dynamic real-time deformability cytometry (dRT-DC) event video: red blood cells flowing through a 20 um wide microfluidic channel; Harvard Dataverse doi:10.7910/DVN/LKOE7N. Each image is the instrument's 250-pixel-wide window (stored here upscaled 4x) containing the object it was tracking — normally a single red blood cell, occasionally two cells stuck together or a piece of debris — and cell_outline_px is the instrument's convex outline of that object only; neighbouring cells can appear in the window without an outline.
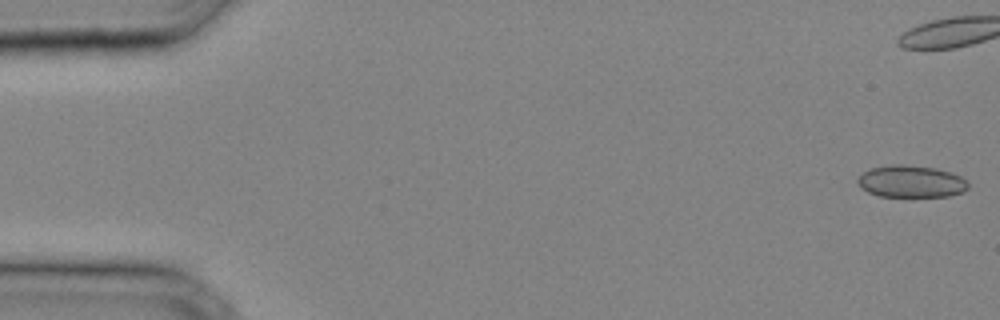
{"species": "common noctule bat (a hibernating species)", "species_latin": "Nyctalus noctula", "temperature_condition": "cold", "stored_images_in_passage": 29, "camera_frame_rate_fps": 3000, "um_per_image_px": 0.085, "animal": {"sex": "male", "body_mass_g": 20.4}, "frame": {"image": 1, "passage_image": 1, "time_ms": 0.0, "image_size_px": [1000, 320], "cell_outline_px": [[968, 188], [960, 192], [948, 196], [880, 196], [868, 192], [860, 188], [856, 180], [864, 172], [872, 168], [892, 164], [900, 164], [936, 168], [960, 176], [968, 184]], "centroid_in_image_um": [77.4, 15.42], "position_along_channel_um": 7.6, "area_um2": 20.35}}